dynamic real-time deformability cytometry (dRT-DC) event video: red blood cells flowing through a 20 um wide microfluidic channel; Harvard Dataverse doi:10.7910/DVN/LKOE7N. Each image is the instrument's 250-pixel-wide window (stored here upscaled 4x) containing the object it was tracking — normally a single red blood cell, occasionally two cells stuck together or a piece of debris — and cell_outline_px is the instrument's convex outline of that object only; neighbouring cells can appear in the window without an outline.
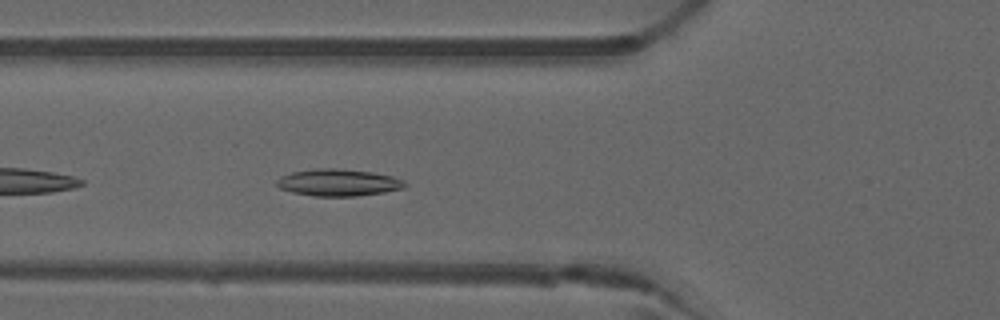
{"species": "common noctule bat (a hibernating species)", "species_latin": "Nyctalus noctula", "temperature_condition": "warm", "stored_images_in_passage": 27, "camera_frame_rate_fps": 3000, "um_per_image_px": 0.085, "animal": {"sex": "male", "forearm_length_mm": 52.5}, "frame": {"image": 1, "passage_image": 5, "time_ms": 1.333, "image_size_px": [1000, 320], "cell_outline_px": [[408, 184], [404, 188], [384, 192], [356, 196], [316, 196], [292, 192], [280, 188], [276, 184], [276, 180], [280, 176], [292, 172], [316, 168], [336, 168], [372, 172], [392, 176], [404, 180]], "centroid_in_image_um": [28.76, 15.51], "position_along_channel_um": 97.0, "area_um2": 20.17}}
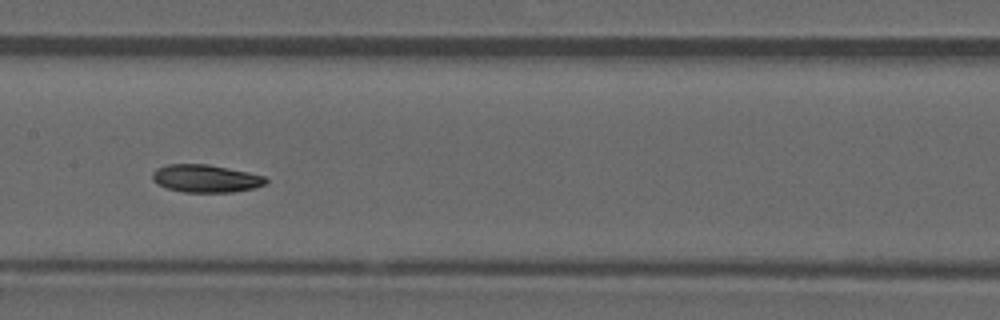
{"frame": {"image": 2, "passage_image": 12, "time_ms": 3.667, "image_size_px": [1000, 320], "cell_outline_px": [[268, 180], [264, 184], [252, 188], [232, 192], [184, 192], [168, 188], [156, 184], [152, 180], [152, 172], [156, 168], [168, 164], [208, 164], [248, 172], [264, 176]], "centroid_in_image_um": [17.44, 15.16], "position_along_channel_um": 190.0, "area_um2": 18.26}}
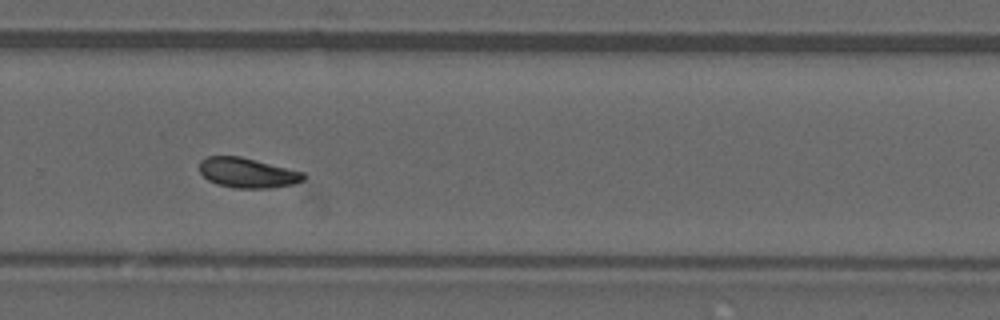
{"frame": {"image": 3, "passage_image": 21, "time_ms": 6.667, "image_size_px": [1000, 320], "cell_outline_px": [[308, 176], [304, 180], [296, 184], [272, 188], [236, 188], [216, 184], [208, 180], [200, 172], [200, 160], [208, 156], [240, 156], [304, 172]], "centroid_in_image_um": [21.07, 14.7], "position_along_channel_um": 308.7, "area_um2": 18.32}, "authors_computed_cell_mechanics": {"area_um2": 18.3804, "velocity_mm_per_s": 3.9781, "shape_relaxation_time_tau1_ms": 4.2368, "shape_relaxation_time_tau2_ms": null, "deformation_change_tau1": 0.1267, "deformation_change_tau2": null}}